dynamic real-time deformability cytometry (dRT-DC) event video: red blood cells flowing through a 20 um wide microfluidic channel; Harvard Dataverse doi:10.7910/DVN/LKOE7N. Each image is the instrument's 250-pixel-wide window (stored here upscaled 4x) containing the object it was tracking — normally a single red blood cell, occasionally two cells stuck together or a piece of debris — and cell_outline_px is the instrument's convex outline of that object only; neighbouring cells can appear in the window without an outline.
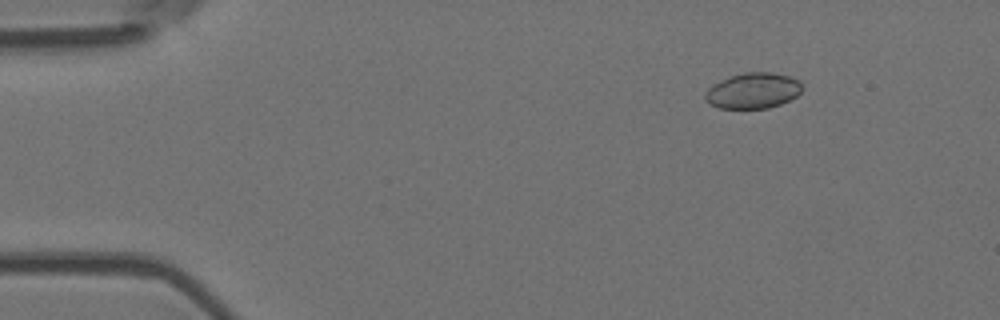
{"species": "Egyptian fruit bat (a non-hibernating species)", "species_latin": "Rousettus aegyptiacus", "temperature_condition": "room temperature", "stored_images_in_passage": 5, "camera_frame_rate_fps": 3000, "um_per_image_px": 0.085, "animal": {"sex": "female"}, "frame": {"image": 1, "passage_image": 1, "time_ms": 0.0, "image_size_px": [1000, 320], "cell_outline_px": [[804, 88], [796, 96], [780, 104], [768, 108], [720, 108], [704, 100], [704, 92], [712, 84], [720, 80], [744, 72], [772, 72], [788, 76], [800, 80]], "centroid_in_image_um": [64.01, 7.7], "position_along_channel_um": 21.0, "area_um2": 20.23}}
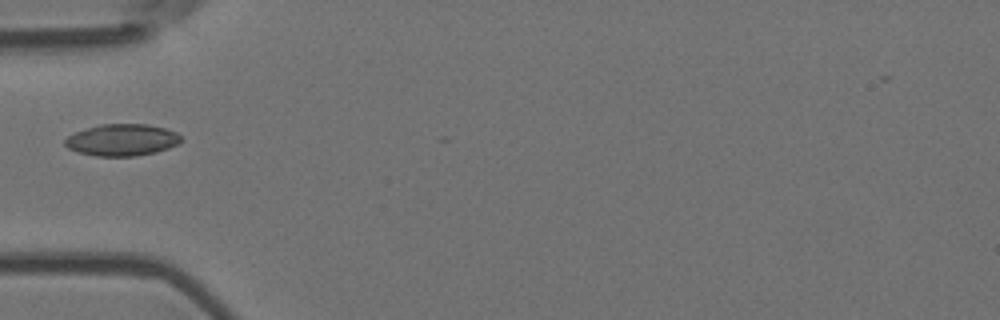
{"frame": {"image": 2, "passage_image": 4, "time_ms": 1.0, "image_size_px": [1000, 320], "cell_outline_px": [[184, 140], [168, 148], [156, 152], [136, 156], [96, 156], [80, 152], [68, 148], [64, 144], [64, 140], [68, 136], [76, 132], [100, 124], [148, 124], [164, 128], [176, 132]], "centroid_in_image_um": [10.39, 11.89], "position_along_channel_um": 74.6, "area_um2": 21.39}}
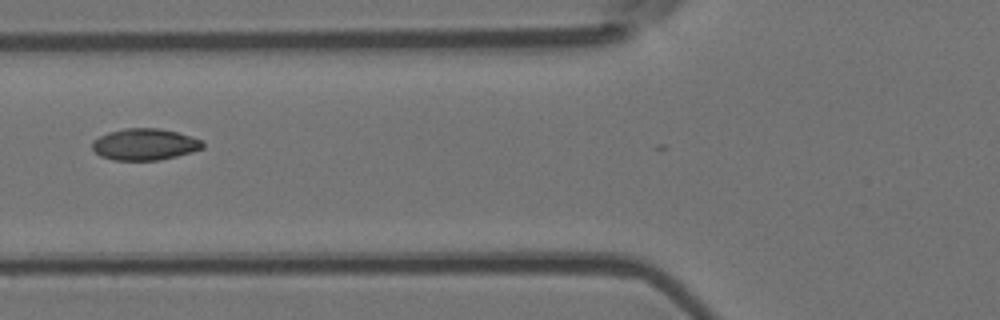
{"frame": {"image": 3, "passage_image": 5, "time_ms": 1.333, "image_size_px": [1000, 320], "cell_outline_px": [[204, 148], [192, 152], [160, 160], [112, 160], [100, 156], [92, 148], [92, 140], [108, 132], [124, 128], [160, 128], [192, 136], [204, 140]], "centroid_in_image_um": [12.32, 12.27], "position_along_channel_um": 113.5, "area_um2": 20.52}}